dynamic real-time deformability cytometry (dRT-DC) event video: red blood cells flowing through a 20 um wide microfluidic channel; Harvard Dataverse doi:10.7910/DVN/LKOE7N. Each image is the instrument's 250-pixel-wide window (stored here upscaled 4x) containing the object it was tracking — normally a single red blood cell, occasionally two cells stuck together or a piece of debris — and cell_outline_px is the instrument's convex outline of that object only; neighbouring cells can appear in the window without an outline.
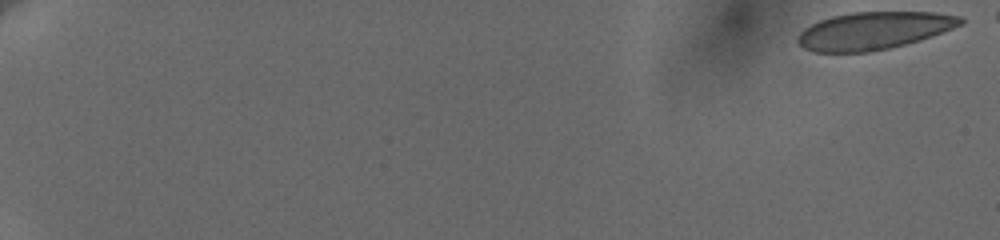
{"species": "human", "species_latin": "Homo sapiens", "temperature_condition": "cold", "stored_images_in_passage": 84, "segment_of_instrument_passage": [1, 2], "camera_frame_rate_fps": 3000, "um_per_image_px": 0.085, "donor": {"sex": "female"}, "frame": {"image": 1, "passage_image": 1, "time_ms": 0.0, "image_size_px": [1000, 240], "cell_outline_px": [[964, 24], [932, 36], [920, 40], [872, 52], [812, 52], [804, 48], [796, 40], [796, 36], [804, 28], [820, 20], [832, 16], [852, 12], [932, 12], [960, 16], [964, 20]], "centroid_in_image_um": [74.26, 2.61], "position_along_channel_um": 10.7, "area_um2": 35.66}}
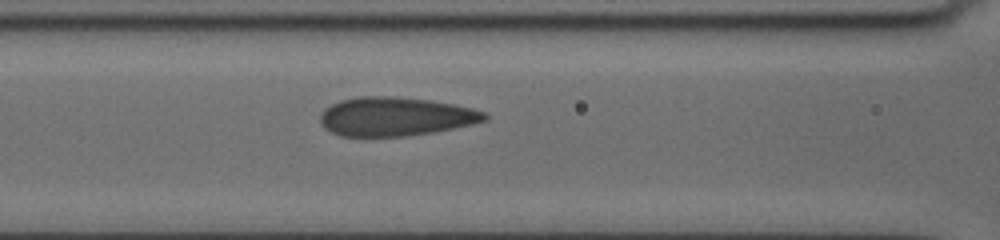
{"frame": {"image": 2, "passage_image": 39, "time_ms": 9.333, "image_size_px": [1000, 240], "cell_outline_px": [[488, 120], [452, 128], [432, 132], [404, 136], [340, 136], [324, 128], [320, 120], [320, 112], [324, 108], [340, 100], [360, 96], [396, 96], [432, 100], [472, 108], [484, 112], [488, 116]], "centroid_in_image_um": [33.58, 9.89], "position_along_channel_um": 133.0, "area_um2": 37.17}}
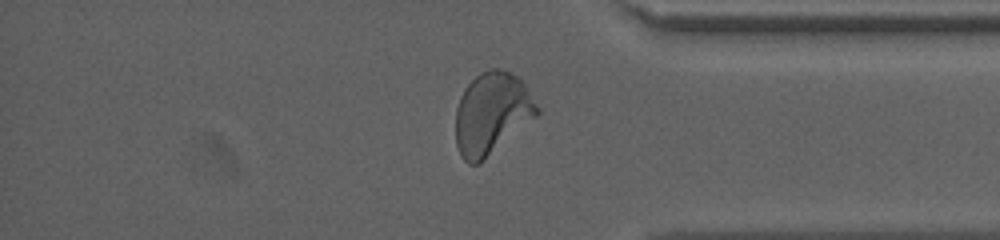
{"frame": {"image": 3, "passage_image": 71, "time_ms": 16.667, "image_size_px": [1000, 240], "cell_outline_px": [[540, 112], [536, 116], [480, 164], [468, 164], [464, 160], [456, 144], [456, 108], [460, 96], [464, 88], [480, 72], [488, 68], [500, 68], [516, 76], [524, 84], [540, 108]], "centroid_in_image_um": [41.79, 9.64], "position_along_channel_um": 393.4, "area_um2": 38.78}}